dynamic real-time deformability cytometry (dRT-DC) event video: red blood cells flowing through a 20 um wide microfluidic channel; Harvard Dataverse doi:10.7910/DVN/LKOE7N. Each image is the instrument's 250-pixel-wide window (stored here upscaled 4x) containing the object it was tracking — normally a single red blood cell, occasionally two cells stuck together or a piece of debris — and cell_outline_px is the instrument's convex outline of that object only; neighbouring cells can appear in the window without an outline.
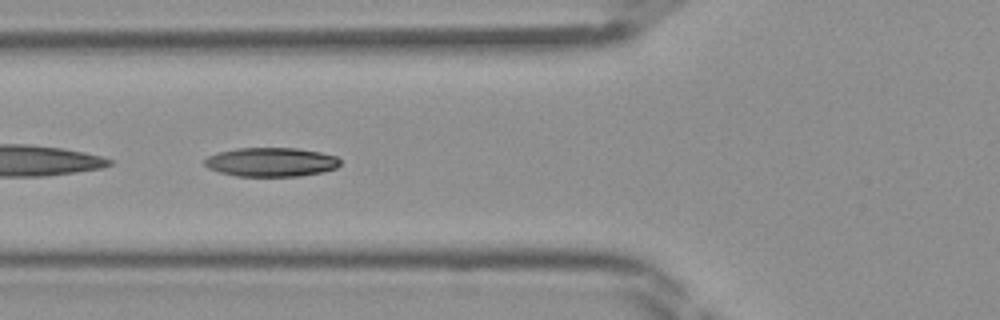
{"species": "Egyptian fruit bat (a non-hibernating species)", "species_latin": "Rousettus aegyptiacus", "temperature_condition": "room temperature", "stored_images_in_passage": 45, "camera_frame_rate_fps": 3000, "um_per_image_px": 0.085, "frame": {"image": 1, "passage_image": 17, "time_ms": 5.333, "image_size_px": [1000, 320], "cell_outline_px": [[340, 164], [336, 168], [324, 172], [300, 176], [236, 176], [220, 172], [208, 168], [204, 164], [204, 160], [208, 156], [216, 152], [236, 148], [296, 148], [320, 152], [336, 156], [340, 160]], "centroid_in_image_um": [23.04, 13.77], "position_along_channel_um": 102.8, "area_um2": 23.06}}
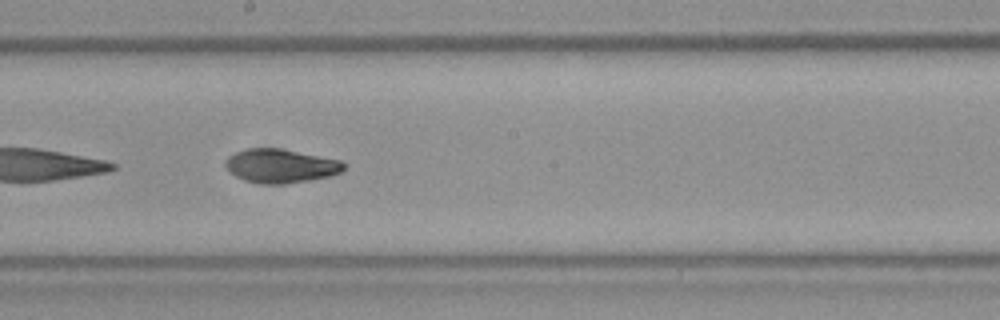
{"frame": {"image": 2, "passage_image": 25, "time_ms": 8.0, "image_size_px": [1000, 320], "cell_outline_px": [[344, 168], [340, 172], [332, 176], [284, 184], [264, 184], [244, 180], [228, 172], [224, 164], [224, 160], [228, 156], [236, 152], [248, 148], [280, 148], [340, 160], [344, 164]], "centroid_in_image_um": [23.81, 14.1], "position_along_channel_um": 224.4, "area_um2": 23.35}}
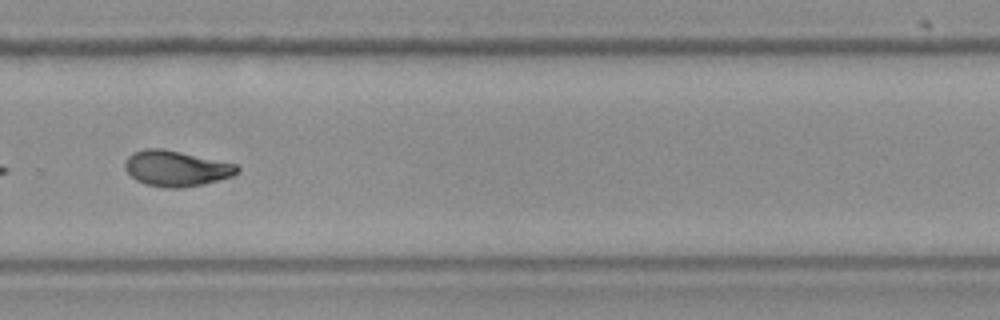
{"frame": {"image": 3, "passage_image": 31, "time_ms": 10.0, "image_size_px": [1000, 320], "cell_outline_px": [[240, 172], [232, 176], [204, 184], [180, 188], [164, 188], [144, 184], [136, 180], [124, 168], [124, 160], [132, 152], [144, 148], [164, 148], [236, 164], [240, 168]], "centroid_in_image_um": [14.95, 14.31], "position_along_channel_um": 314.8, "area_um2": 23.58}}